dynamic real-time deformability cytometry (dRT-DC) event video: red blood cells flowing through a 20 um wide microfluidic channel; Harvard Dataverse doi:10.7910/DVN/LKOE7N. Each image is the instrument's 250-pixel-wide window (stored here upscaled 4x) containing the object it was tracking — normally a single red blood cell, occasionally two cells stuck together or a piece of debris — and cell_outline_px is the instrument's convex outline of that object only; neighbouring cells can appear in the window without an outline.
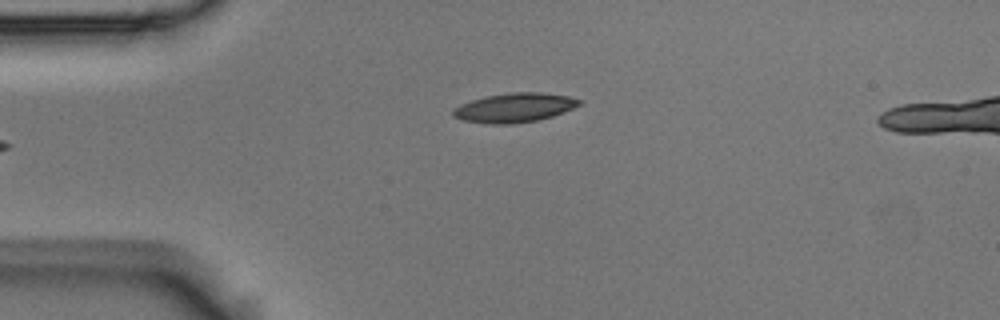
{"species": "Egyptian fruit bat (a non-hibernating species)", "species_latin": "Rousettus aegyptiacus", "temperature_condition": "room temperature", "stored_images_in_passage": 2, "camera_frame_rate_fps": 3000, "um_per_image_px": 0.085, "animal": {"sex": "male"}, "frame": {"image": 1, "passage_image": 2, "time_ms": 0.333, "image_size_px": [1000, 320], "cell_outline_px": [[580, 104], [572, 108], [552, 116], [536, 120], [508, 124], [488, 124], [464, 120], [452, 116], [452, 112], [460, 104], [484, 96], [512, 92], [540, 92], [568, 96], [580, 100]], "centroid_in_image_um": [43.69, 9.14], "position_along_channel_um": 41.3, "area_um2": 21.21}}